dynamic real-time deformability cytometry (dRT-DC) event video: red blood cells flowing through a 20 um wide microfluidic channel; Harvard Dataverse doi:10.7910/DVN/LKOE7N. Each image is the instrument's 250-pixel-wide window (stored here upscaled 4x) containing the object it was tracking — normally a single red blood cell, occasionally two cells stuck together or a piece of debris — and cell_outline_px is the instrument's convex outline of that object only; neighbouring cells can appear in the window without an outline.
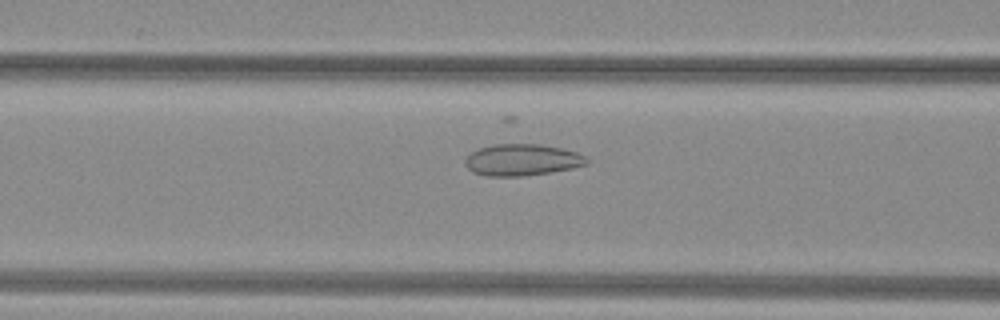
{"species": "common noctule bat (a hibernating species)", "species_latin": "Nyctalus noctula", "temperature_condition": "warm", "stored_images_in_passage": 39, "camera_frame_rate_fps": 3000, "um_per_image_px": 0.085, "animal": {"sex": "female", "body_mass_g": 29.2, "forearm_length_mm": 56.3}, "frame": {"image": 1, "passage_image": 9, "time_ms": 2.667, "image_size_px": [1000, 320], "cell_outline_px": [[588, 164], [572, 168], [548, 172], [520, 176], [488, 176], [472, 172], [464, 164], [464, 160], [472, 152], [480, 148], [492, 144], [540, 144], [560, 148], [576, 152], [584, 156], [588, 160]], "centroid_in_image_um": [44.35, 13.59], "position_along_channel_um": 122.3, "area_um2": 22.2}}
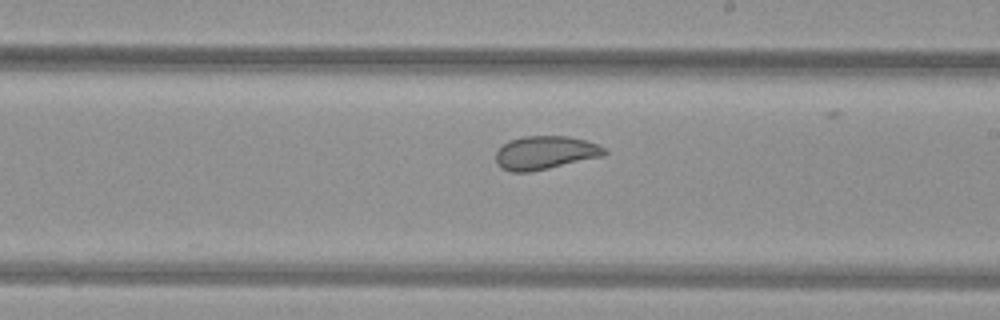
{"frame": {"image": 2, "passage_image": 18, "time_ms": 5.667, "image_size_px": [1000, 320], "cell_outline_px": [[608, 152], [604, 156], [548, 168], [528, 172], [512, 172], [500, 168], [496, 164], [496, 152], [508, 140], [524, 136], [568, 136], [584, 140], [596, 144], [604, 148]], "centroid_in_image_um": [46.32, 12.98], "position_along_channel_um": 242.7, "area_um2": 21.1}}
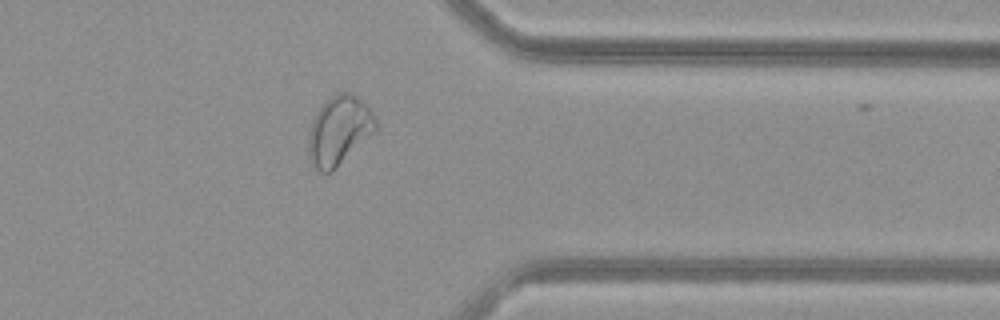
{"frame": {"image": 3, "passage_image": 29, "time_ms": 9.333, "image_size_px": [1000, 320], "cell_outline_px": [[376, 132], [332, 172], [320, 172], [308, 160], [308, 132], [312, 120], [316, 112], [336, 92], [352, 92], [372, 112], [376, 120]], "centroid_in_image_um": [28.81, 11.12], "position_along_channel_um": 382.6, "area_um2": 27.17}, "authors_computed_cell_mechanics": {"area_um2": 22.8888, "velocity_mm_per_s": 4.0234, "shape_relaxation_time_tau1_ms": 10.4848, "shape_relaxation_time_tau2_ms": 0.9121, "deformation_change_tau1": 0.1929, "deformation_change_tau2": 0.0748}}